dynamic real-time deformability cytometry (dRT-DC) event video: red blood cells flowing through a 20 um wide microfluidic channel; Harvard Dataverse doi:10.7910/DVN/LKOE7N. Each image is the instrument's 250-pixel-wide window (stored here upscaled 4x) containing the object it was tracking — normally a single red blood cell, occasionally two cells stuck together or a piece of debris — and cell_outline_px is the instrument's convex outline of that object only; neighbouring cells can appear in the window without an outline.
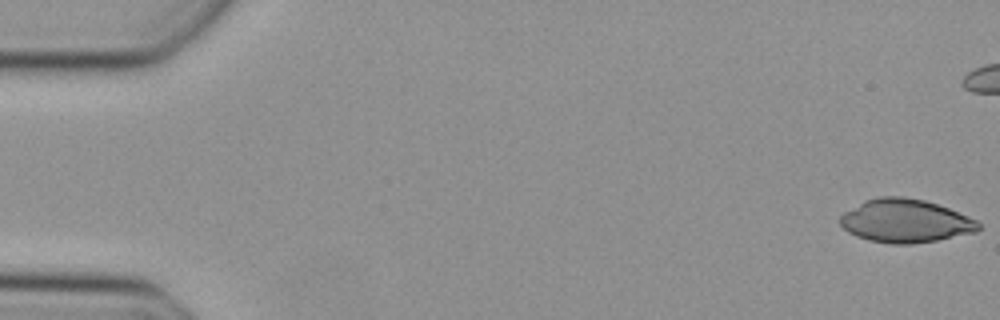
{"species": "Egyptian fruit bat (a non-hibernating species)", "species_latin": "Rousettus aegyptiacus", "temperature_condition": "cold", "stored_images_in_passage": 48, "camera_frame_rate_fps": 3000, "um_per_image_px": 0.085, "animal": {"sex": "female"}, "frame": {"image": 1, "passage_image": 1, "time_ms": 0.0, "image_size_px": [1000, 320], "cell_outline_px": [[980, 228], [976, 232], [936, 240], [912, 244], [892, 244], [868, 240], [856, 236], [848, 232], [836, 220], [844, 212], [864, 200], [880, 196], [904, 196], [924, 200], [948, 208], [968, 216], [976, 220], [980, 224]], "centroid_in_image_um": [76.91, 18.77], "position_along_channel_um": 8.1, "area_um2": 35.03}}